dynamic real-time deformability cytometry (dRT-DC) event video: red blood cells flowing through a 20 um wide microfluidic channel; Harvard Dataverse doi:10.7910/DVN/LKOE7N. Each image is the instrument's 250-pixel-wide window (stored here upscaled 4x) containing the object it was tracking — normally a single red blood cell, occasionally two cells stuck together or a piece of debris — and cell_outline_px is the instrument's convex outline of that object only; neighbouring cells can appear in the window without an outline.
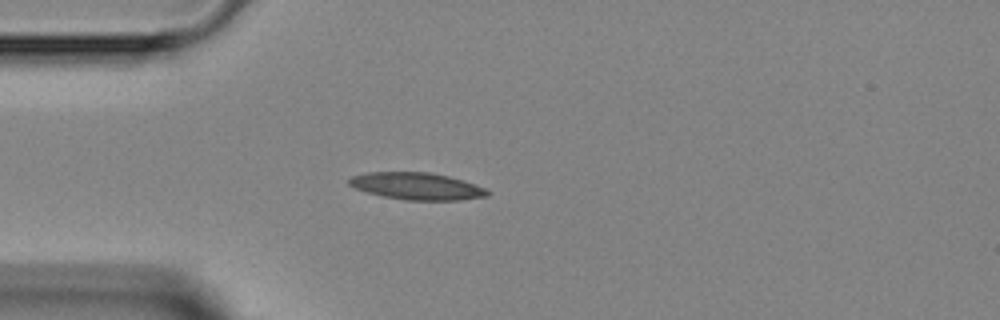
{"species": "Egyptian fruit bat (a non-hibernating species)", "species_latin": "Rousettus aegyptiacus", "temperature_condition": "room temperature", "stored_images_in_passage": 1, "camera_frame_rate_fps": 3000, "um_per_image_px": 0.085, "animal": {"sex": "female"}, "frame": {"image": 1, "passage_image": 1, "time_ms": 0.0, "image_size_px": [1000, 320], "cell_outline_px": [[492, 192], [488, 196], [460, 200], [404, 200], [384, 196], [368, 192], [356, 188], [348, 184], [348, 180], [352, 176], [368, 172], [432, 172], [464, 180], [484, 188]], "centroid_in_image_um": [35.46, 15.82], "position_along_channel_um": 49.5, "area_um2": 21.79}}